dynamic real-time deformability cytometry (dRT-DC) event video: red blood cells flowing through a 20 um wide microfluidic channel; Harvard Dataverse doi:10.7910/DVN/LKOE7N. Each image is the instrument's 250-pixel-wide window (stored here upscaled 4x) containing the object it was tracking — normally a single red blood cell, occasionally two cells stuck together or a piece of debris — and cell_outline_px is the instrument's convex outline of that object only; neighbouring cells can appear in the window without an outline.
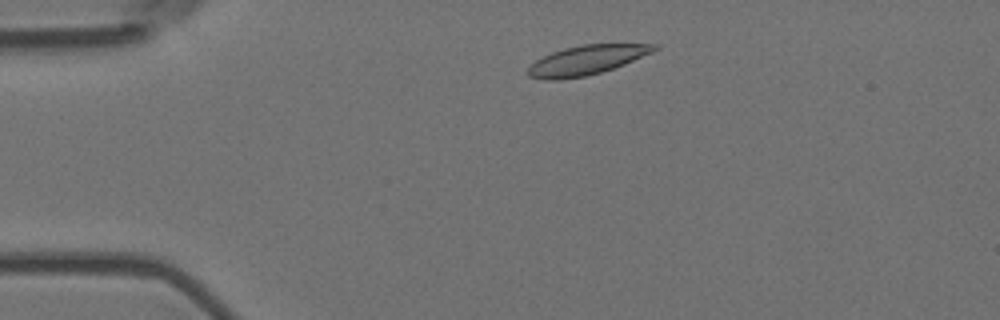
{"species": "Egyptian fruit bat (a non-hibernating species)", "species_latin": "Rousettus aegyptiacus", "temperature_condition": "room temperature", "stored_images_in_passage": 18, "camera_frame_rate_fps": 3000, "um_per_image_px": 0.085, "animal": {"sex": "female"}, "frame": {"image": 1, "passage_image": 5, "time_ms": 1.333, "image_size_px": [1000, 320], "cell_outline_px": [[660, 48], [652, 52], [624, 64], [588, 76], [560, 80], [544, 80], [528, 76], [524, 72], [536, 60], [552, 52], [564, 48], [580, 44], [656, 44]], "centroid_in_image_um": [49.81, 5.12], "position_along_channel_um": 35.2, "area_um2": 21.68}}
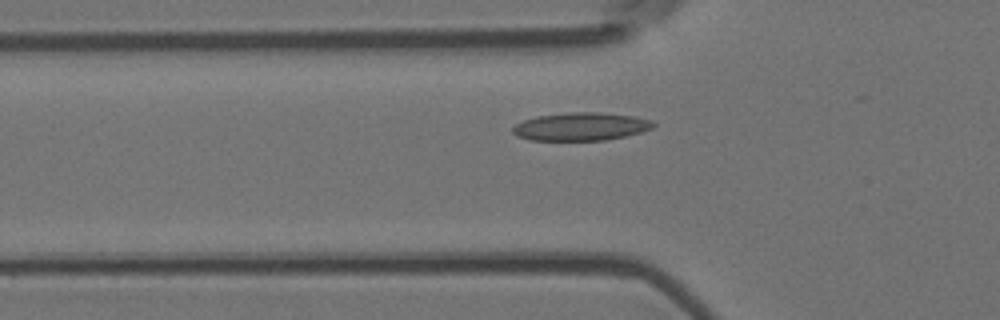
{"frame": {"image": 2, "passage_image": 12, "time_ms": 3.667, "image_size_px": [1000, 320], "cell_outline_px": [[656, 124], [652, 128], [640, 132], [624, 136], [604, 140], [532, 140], [516, 136], [512, 132], [512, 128], [516, 124], [524, 120], [536, 116], [568, 112], [596, 112], [632, 116], [652, 120]], "centroid_in_image_um": [49.35, 10.75], "position_along_channel_um": 76.5, "area_um2": 22.83}}
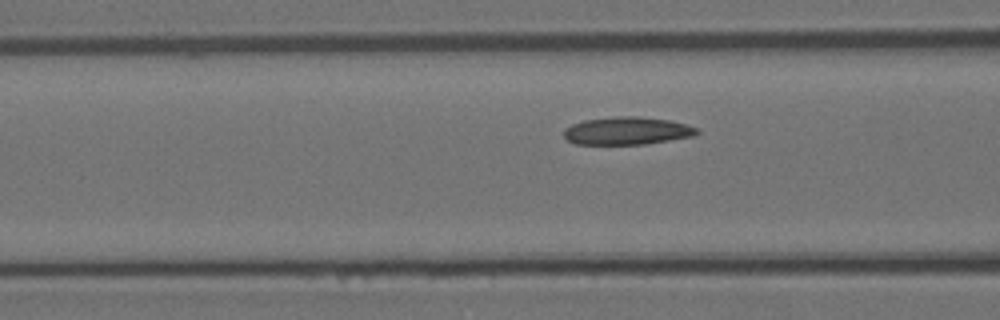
{"frame": {"image": 3, "passage_image": 15, "time_ms": 4.667, "image_size_px": [1000, 320], "cell_outline_px": [[700, 132], [692, 136], [644, 144], [576, 144], [568, 140], [564, 136], [564, 128], [572, 124], [584, 120], [616, 116], [636, 116], [668, 120], [700, 128]], "centroid_in_image_um": [53.28, 11.11], "position_along_channel_um": 113.3, "area_um2": 21.39}}